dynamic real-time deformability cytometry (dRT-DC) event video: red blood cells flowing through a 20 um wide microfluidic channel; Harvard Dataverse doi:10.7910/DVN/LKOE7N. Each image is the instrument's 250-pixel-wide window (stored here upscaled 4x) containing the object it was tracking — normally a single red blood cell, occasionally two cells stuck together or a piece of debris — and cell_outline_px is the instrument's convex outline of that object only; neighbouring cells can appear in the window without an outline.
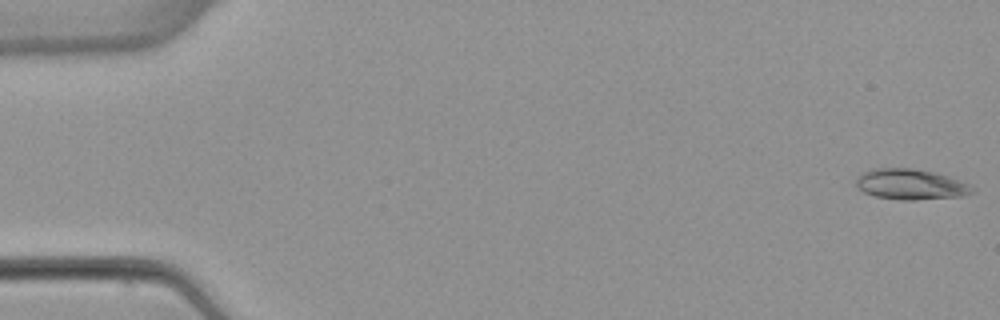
{"species": "common noctule bat (a hibernating species)", "species_latin": "Nyctalus noctula", "temperature_condition": "warm", "stored_images_in_passage": 17, "camera_frame_rate_fps": 3000, "um_per_image_px": 0.085, "animal": {"sex": "female", "body_mass_g": 22.7, "forearm_length_mm": 54.2}, "frame": {"image": 1, "passage_image": 1, "time_ms": 0.0, "image_size_px": [1000, 320], "cell_outline_px": [[976, 192], [964, 196], [916, 200], [900, 200], [876, 196], [864, 192], [856, 184], [856, 180], [860, 172], [872, 168], [912, 168], [936, 172], [972, 184], [976, 188]], "centroid_in_image_um": [77.47, 15.66], "position_along_channel_um": 7.5, "area_um2": 21.1}}
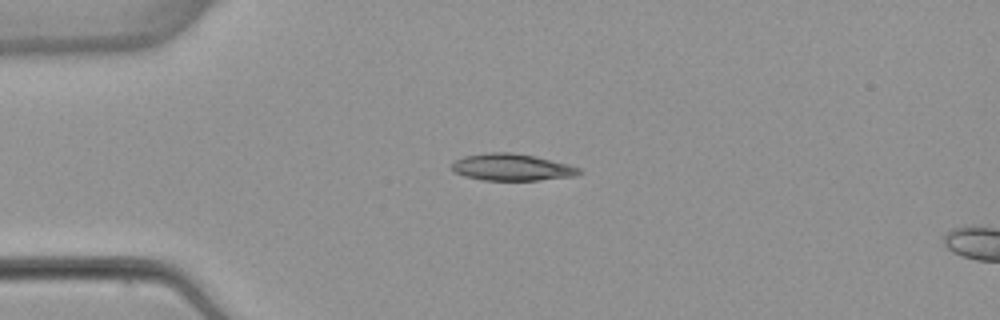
{"frame": {"image": 2, "passage_image": 13, "time_ms": 4.0, "image_size_px": [1000, 320], "cell_outline_px": [[584, 172], [576, 176], [540, 180], [484, 180], [464, 176], [452, 172], [452, 164], [456, 160], [464, 156], [488, 152], [512, 152], [536, 156], [568, 164], [580, 168]], "centroid_in_image_um": [43.53, 14.21], "position_along_channel_um": 41.5, "area_um2": 20.11}}